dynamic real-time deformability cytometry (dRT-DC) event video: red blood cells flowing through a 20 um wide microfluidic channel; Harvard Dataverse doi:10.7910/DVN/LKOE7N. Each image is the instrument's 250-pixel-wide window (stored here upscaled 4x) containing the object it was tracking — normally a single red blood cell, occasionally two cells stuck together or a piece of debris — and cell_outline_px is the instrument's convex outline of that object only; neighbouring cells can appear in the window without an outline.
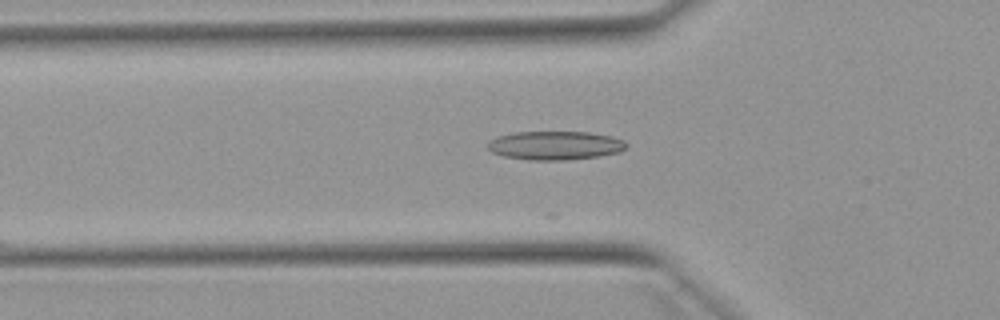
{"species": "Egyptian fruit bat (a non-hibernating species)", "species_latin": "Rousettus aegyptiacus", "temperature_condition": "warm", "stored_images_in_passage": 23, "camera_frame_rate_fps": 3000, "um_per_image_px": 0.085, "animal": {"sex": "female"}, "frame": {"image": 1, "passage_image": 18, "time_ms": 5.667, "image_size_px": [1000, 320], "cell_outline_px": [[628, 144], [620, 152], [596, 156], [564, 160], [528, 160], [504, 156], [492, 152], [488, 148], [488, 144], [496, 136], [512, 132], [588, 132], [612, 136], [624, 140]], "centroid_in_image_um": [47.18, 12.35], "position_along_channel_um": 78.6, "area_um2": 23.12}}
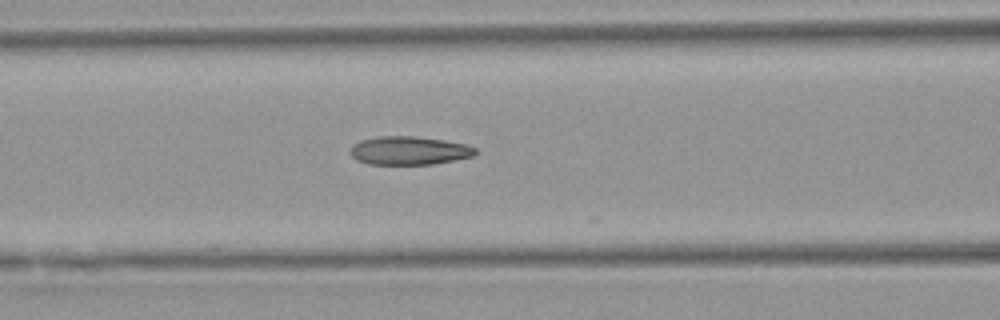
{"frame": {"image": 2, "passage_image": 22, "time_ms": 7.0, "image_size_px": [1000, 320], "cell_outline_px": [[476, 152], [472, 156], [432, 164], [368, 164], [356, 160], [348, 152], [352, 144], [360, 140], [380, 136], [416, 136], [444, 140], [468, 144], [476, 148]], "centroid_in_image_um": [34.73, 12.79], "position_along_channel_um": 131.9, "area_um2": 20.81}}